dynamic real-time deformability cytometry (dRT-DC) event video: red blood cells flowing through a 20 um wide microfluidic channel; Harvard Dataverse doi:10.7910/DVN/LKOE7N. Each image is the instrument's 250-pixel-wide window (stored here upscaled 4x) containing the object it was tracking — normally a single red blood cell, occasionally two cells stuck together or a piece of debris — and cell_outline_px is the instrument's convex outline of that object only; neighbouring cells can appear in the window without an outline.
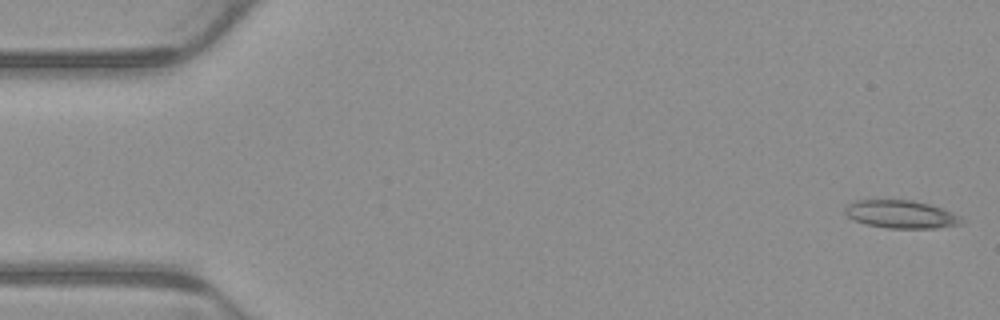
{"species": "common noctule bat (a hibernating species)", "species_latin": "Nyctalus noctula", "temperature_condition": "warm", "stored_images_in_passage": 4, "camera_frame_rate_fps": 3000, "um_per_image_px": 0.085, "animal": {"sex": "male", "body_mass_g": 23.1, "forearm_length_mm": 52.7}, "frame": {"image": 1, "passage_image": 1, "time_ms": 0.0, "image_size_px": [1000, 320], "cell_outline_px": [[968, 220], [960, 224], [936, 228], [888, 228], [868, 224], [852, 220], [844, 212], [844, 208], [852, 200], [912, 200], [928, 204], [952, 212]], "centroid_in_image_um": [76.58, 18.21], "position_along_channel_um": 8.4, "area_um2": 19.02}}
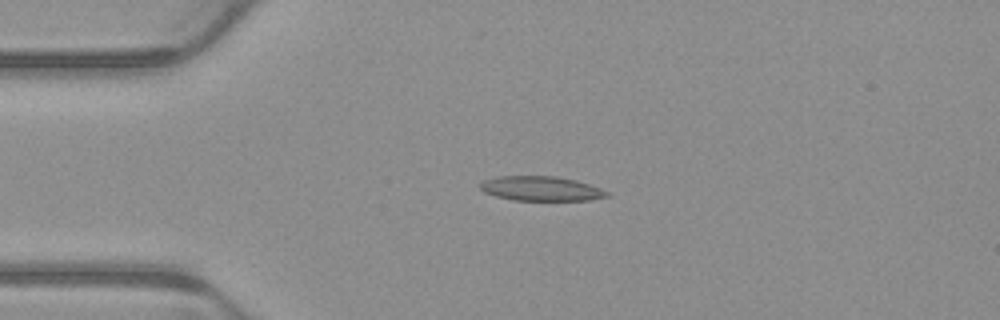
{"frame": {"image": 2, "passage_image": 4, "time_ms": 1.0, "image_size_px": [1000, 320], "cell_outline_px": [[608, 196], [588, 200], [512, 200], [496, 196], [484, 192], [480, 188], [480, 184], [484, 180], [496, 176], [556, 176], [576, 180], [600, 188], [608, 192]], "centroid_in_image_um": [45.96, 16.02], "position_along_channel_um": 39.0, "area_um2": 18.03}}